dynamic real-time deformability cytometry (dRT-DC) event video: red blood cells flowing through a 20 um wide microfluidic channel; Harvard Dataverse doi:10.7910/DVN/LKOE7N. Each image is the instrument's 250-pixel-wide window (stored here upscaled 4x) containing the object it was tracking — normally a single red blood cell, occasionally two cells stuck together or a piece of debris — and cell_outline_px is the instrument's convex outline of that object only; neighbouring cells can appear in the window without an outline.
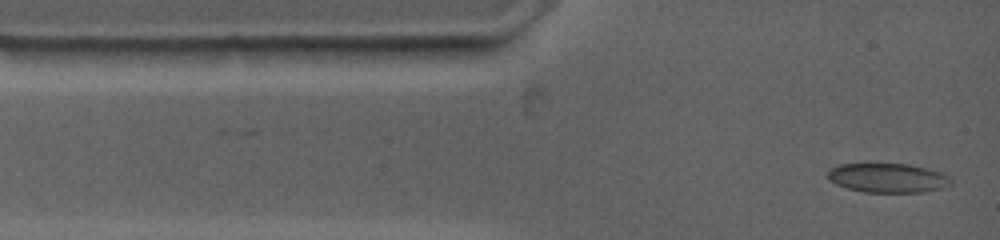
{"species": "common noctule bat (a hibernating species)", "species_latin": "Nyctalus noctula", "temperature_condition": "warm", "stored_images_in_passage": 33, "camera_frame_rate_fps": 4500, "um_per_image_px": 0.085, "animal": {"sex": "female", "body_mass_g": 19.0, "forearm_length_mm": 53.3}, "frame": {"image": 1, "passage_image": 1, "time_ms": 0.0, "image_size_px": [1000, 240], "cell_outline_px": [[948, 180], [936, 188], [920, 192], [864, 192], [848, 188], [836, 184], [828, 176], [828, 172], [832, 168], [840, 164], [864, 160], [876, 160], [912, 164], [944, 172], [948, 176]], "centroid_in_image_um": [75.34, 15.03], "position_along_channel_um": 9.7, "area_um2": 21.62}}
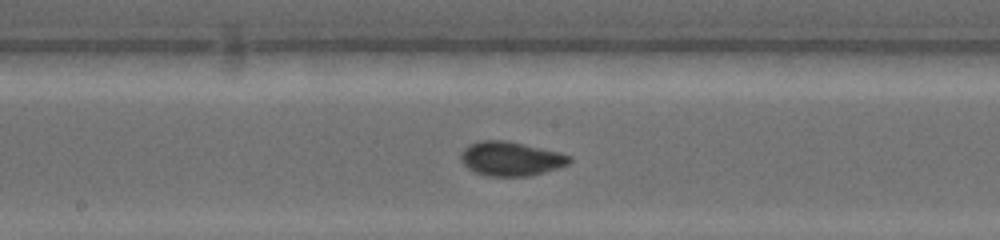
{"frame": {"image": 2, "passage_image": 15, "time_ms": 6.222, "image_size_px": [1000, 240], "cell_outline_px": [[572, 160], [568, 164], [560, 168], [528, 176], [488, 176], [476, 172], [468, 168], [460, 160], [460, 152], [468, 144], [480, 140], [508, 140], [560, 152], [572, 156]], "centroid_in_image_um": [43.43, 13.48], "position_along_channel_um": 204.8, "area_um2": 21.91}}
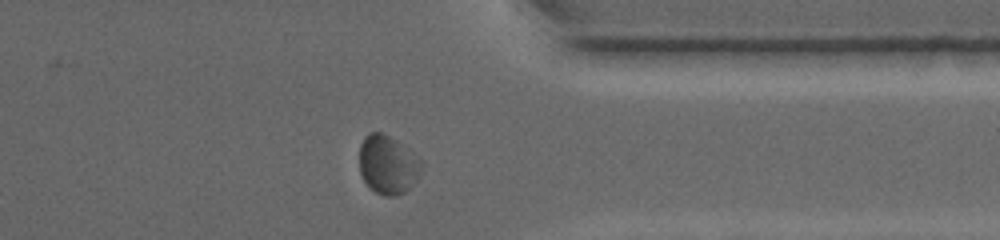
{"frame": {"image": 3, "passage_image": 28, "time_ms": 11.111, "image_size_px": [1000, 240], "cell_outline_px": [[424, 168], [420, 176], [404, 192], [392, 196], [384, 196], [376, 192], [364, 180], [360, 172], [360, 144], [364, 136], [368, 132], [380, 132], [396, 140], [420, 156], [424, 164]], "centroid_in_image_um": [33.01, 13.97], "position_along_channel_um": 378.4, "area_um2": 21.44}, "authors_computed_cell_mechanics": {"area_um2": 20.6924, "velocity_mm_per_s": 3.6836, "shape_relaxation_time_tau1_ms": 10.4975, "shape_relaxation_time_tau2_ms": 1.4205, "deformation_change_tau1": 0.1425, "deformation_change_tau2": 0.0419}}